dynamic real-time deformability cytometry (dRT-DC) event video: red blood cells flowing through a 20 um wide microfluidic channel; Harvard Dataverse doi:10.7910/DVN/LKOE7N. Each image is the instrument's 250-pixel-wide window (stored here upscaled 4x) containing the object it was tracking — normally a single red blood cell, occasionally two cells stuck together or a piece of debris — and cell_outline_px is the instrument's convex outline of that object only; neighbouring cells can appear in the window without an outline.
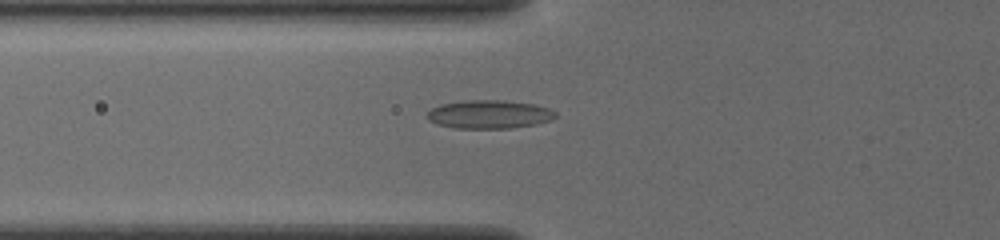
{"species": "common noctule bat (a hibernating species)", "species_latin": "Nyctalus noctula", "temperature_condition": "cold", "stored_images_in_passage": 39, "camera_frame_rate_fps": 3000, "um_per_image_px": 0.085, "animal": {"sex": "female", "body_mass_g": 19.5, "forearm_length_mm": 54.1}, "frame": {"image": 1, "passage_image": 9, "time_ms": 2.667, "image_size_px": [1000, 240], "cell_outline_px": [[556, 116], [552, 120], [536, 124], [508, 128], [456, 128], [436, 124], [428, 120], [428, 112], [432, 108], [440, 104], [464, 100], [504, 100], [536, 104], [548, 108], [556, 112]], "centroid_in_image_um": [41.59, 9.71], "position_along_channel_um": 84.2, "area_um2": 21.33}}
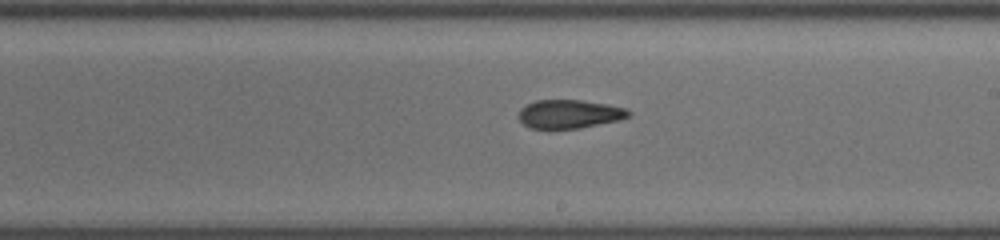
{"frame": {"image": 2, "passage_image": 21, "time_ms": 6.667, "image_size_px": [1000, 240], "cell_outline_px": [[632, 112], [628, 116], [620, 120], [580, 128], [548, 132], [528, 128], [520, 120], [520, 108], [524, 104], [536, 100], [580, 100], [608, 104], [628, 108]], "centroid_in_image_um": [48.36, 9.73], "position_along_channel_um": 240.6, "area_um2": 19.13}}
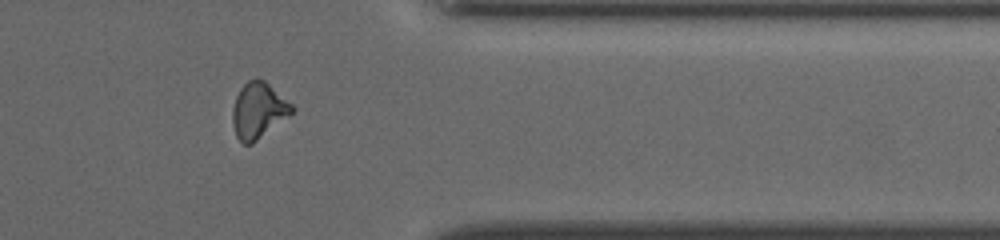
{"frame": {"image": 3, "passage_image": 32, "time_ms": 10.333, "image_size_px": [1000, 240], "cell_outline_px": [[296, 108], [288, 116], [252, 144], [244, 144], [236, 136], [232, 124], [232, 108], [236, 96], [240, 88], [248, 80], [256, 76], [264, 80], [292, 104]], "centroid_in_image_um": [21.94, 9.37], "position_along_channel_um": 389.5, "area_um2": 19.31}}